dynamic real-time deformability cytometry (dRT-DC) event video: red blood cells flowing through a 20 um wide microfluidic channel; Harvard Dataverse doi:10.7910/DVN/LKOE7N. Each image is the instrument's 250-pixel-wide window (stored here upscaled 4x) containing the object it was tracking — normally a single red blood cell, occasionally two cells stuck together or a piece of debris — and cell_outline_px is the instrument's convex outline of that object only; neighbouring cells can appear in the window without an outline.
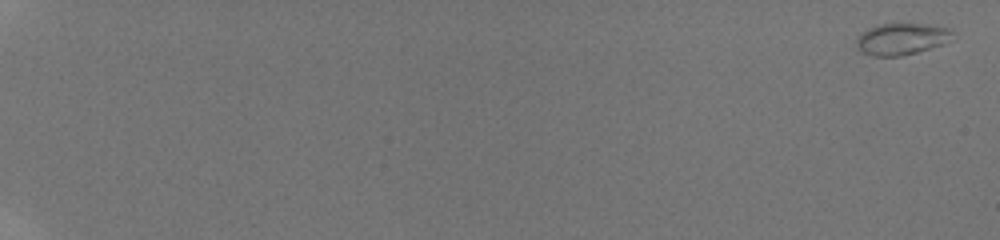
{"species": "human", "species_latin": "Homo sapiens", "temperature_condition": "room temperature", "stored_images_in_passage": 18, "camera_frame_rate_fps": 3000, "um_per_image_px": 0.085, "donor": {"sex": "male"}, "frame": {"image": 1, "passage_image": 1, "time_ms": 0.0, "image_size_px": [1000, 240], "cell_outline_px": [[956, 32], [944, 44], [916, 52], [900, 56], [876, 56], [864, 52], [856, 48], [856, 40], [860, 32], [868, 28], [880, 24], [928, 24], [952, 28]], "centroid_in_image_um": [76.65, 3.3], "position_along_channel_um": 8.3, "area_um2": 17.8}}